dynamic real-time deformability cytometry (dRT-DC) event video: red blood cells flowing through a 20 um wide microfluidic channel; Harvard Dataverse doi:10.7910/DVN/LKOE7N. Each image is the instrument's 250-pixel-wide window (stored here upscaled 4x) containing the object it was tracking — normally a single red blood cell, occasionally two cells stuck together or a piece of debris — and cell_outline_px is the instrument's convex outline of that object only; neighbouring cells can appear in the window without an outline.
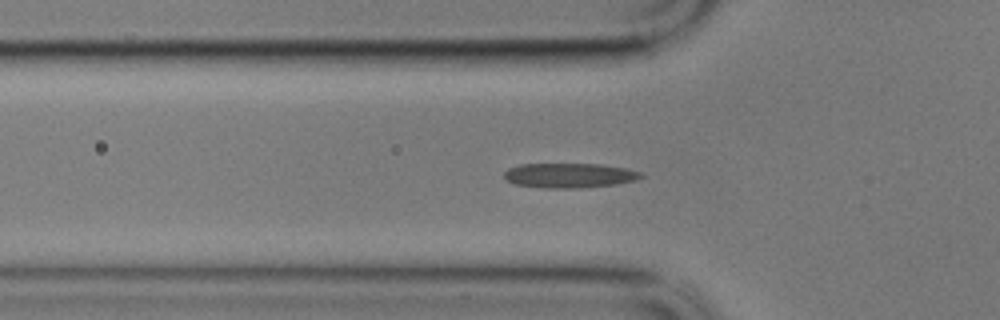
{"species": "common noctule bat (a hibernating species)", "species_latin": "Nyctalus noctula", "temperature_condition": "cold", "stored_images_in_passage": 54, "camera_frame_rate_fps": 3000, "um_per_image_px": 0.085, "animal": {"sex": "male", "body_mass_g": 17.9}, "frame": {"image": 1, "passage_image": 14, "time_ms": 4.333, "image_size_px": [1000, 320], "cell_outline_px": [[644, 176], [636, 180], [616, 184], [580, 188], [544, 188], [516, 184], [504, 180], [504, 172], [508, 168], [520, 164], [600, 164], [624, 168], [640, 172]], "centroid_in_image_um": [48.36, 14.91], "position_along_channel_um": 77.4, "area_um2": 19.71}}
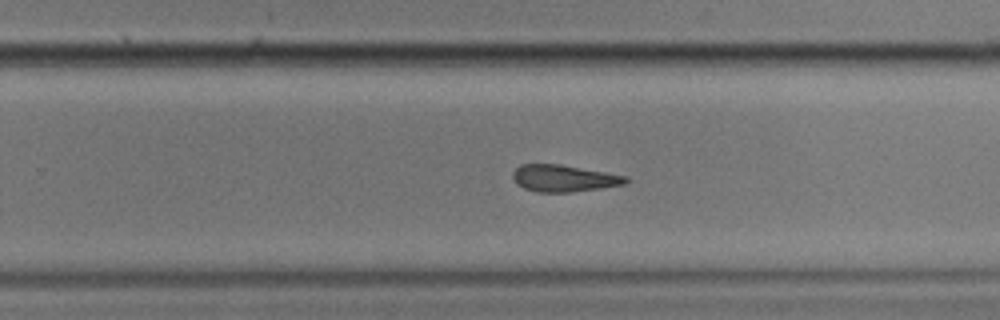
{"frame": {"image": 2, "passage_image": 32, "time_ms": 10.333, "image_size_px": [1000, 320], "cell_outline_px": [[628, 180], [624, 184], [600, 188], [572, 192], [536, 192], [524, 188], [516, 184], [512, 176], [512, 172], [520, 164], [560, 164], [628, 176]], "centroid_in_image_um": [47.89, 15.15], "position_along_channel_um": 281.9, "area_um2": 17.69}}
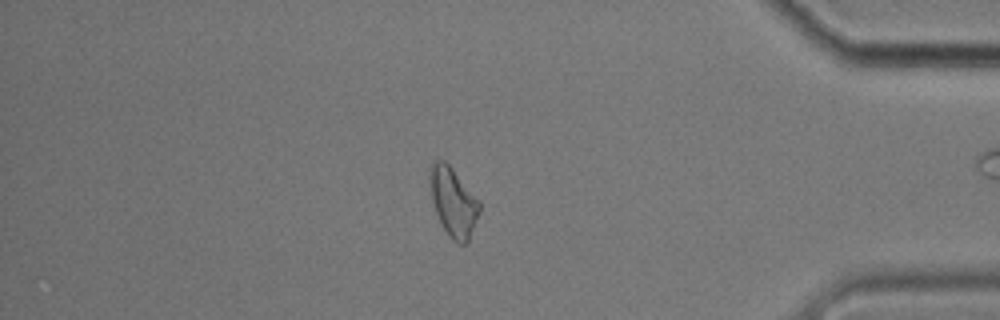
{"frame": {"image": 3, "passage_image": 45, "time_ms": 14.667, "image_size_px": [1000, 320], "cell_outline_px": [[480, 212], [468, 240], [464, 244], [460, 244], [452, 240], [448, 236], [436, 212], [432, 200], [432, 164], [436, 160], [444, 160], [452, 168], [480, 200]], "centroid_in_image_um": [38.58, 17.2], "position_along_channel_um": 396.6, "area_um2": 19.25}}